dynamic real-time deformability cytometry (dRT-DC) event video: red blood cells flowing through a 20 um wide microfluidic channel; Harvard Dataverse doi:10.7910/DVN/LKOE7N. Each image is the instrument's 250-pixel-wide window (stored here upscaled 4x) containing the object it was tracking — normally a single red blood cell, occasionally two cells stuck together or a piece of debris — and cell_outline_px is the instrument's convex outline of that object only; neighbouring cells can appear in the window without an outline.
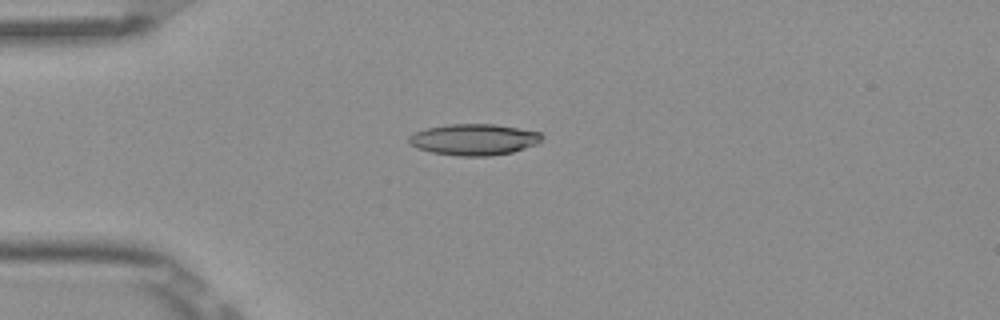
{"species": "Egyptian fruit bat (a non-hibernating species)", "species_latin": "Rousettus aegyptiacus", "temperature_condition": "room temperature", "stored_images_in_passage": 6, "camera_frame_rate_fps": 3000, "um_per_image_px": 0.085, "frame": {"image": 1, "passage_image": 4, "time_ms": 1.0, "image_size_px": [1000, 320], "cell_outline_px": [[544, 136], [540, 144], [512, 152], [492, 156], [460, 156], [432, 152], [416, 148], [408, 140], [408, 136], [424, 128], [448, 124], [496, 124], [540, 132]], "centroid_in_image_um": [40.33, 11.86], "position_along_channel_um": 44.7, "area_um2": 24.45}}
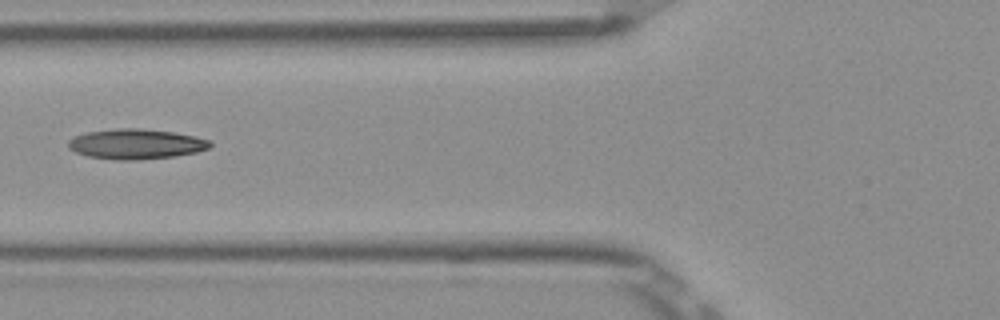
{"frame": {"image": 2, "passage_image": 6, "time_ms": 1.667, "image_size_px": [1000, 320], "cell_outline_px": [[212, 144], [208, 148], [196, 152], [176, 156], [136, 160], [116, 160], [88, 156], [76, 152], [68, 148], [68, 140], [72, 136], [88, 132], [120, 128], [140, 128], [172, 132], [196, 136], [208, 140]], "centroid_in_image_um": [11.53, 12.24], "position_along_channel_um": 114.3, "area_um2": 24.85}}